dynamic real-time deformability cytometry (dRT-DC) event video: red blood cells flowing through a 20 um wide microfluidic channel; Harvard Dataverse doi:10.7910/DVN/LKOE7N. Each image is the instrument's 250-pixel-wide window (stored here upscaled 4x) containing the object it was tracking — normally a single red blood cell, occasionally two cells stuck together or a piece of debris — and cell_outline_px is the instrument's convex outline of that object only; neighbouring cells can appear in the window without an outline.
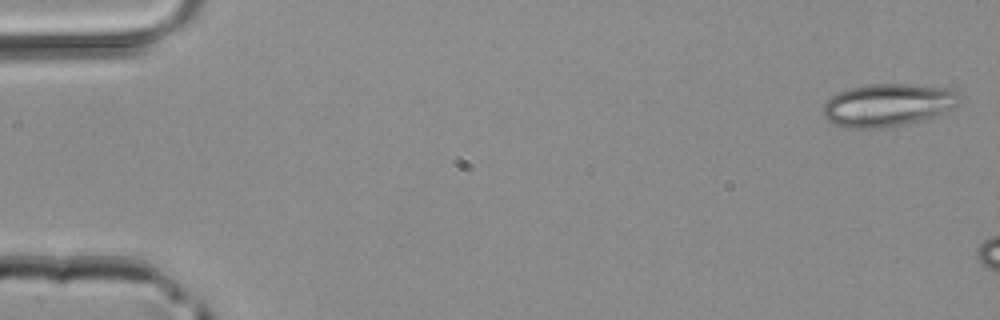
{"species": "common noctule bat (a hibernating species)", "species_latin": "Nyctalus noctula", "temperature_condition": "room temperature", "stored_images_in_passage": 3, "camera_frame_rate_fps": 3000, "um_per_image_px": 0.085, "animal": {"sex": "male", "body_mass_g": 20.4}, "frame": {"image": 1, "passage_image": 1, "time_ms": 0.0, "image_size_px": [1000, 320], "cell_outline_px": [[956, 104], [952, 108], [936, 116], [892, 128], [848, 128], [836, 124], [828, 120], [824, 116], [824, 104], [832, 96], [848, 88], [868, 84], [912, 84], [948, 88], [956, 92]], "centroid_in_image_um": [75.44, 8.94], "position_along_channel_um": 9.6, "area_um2": 33.76}}